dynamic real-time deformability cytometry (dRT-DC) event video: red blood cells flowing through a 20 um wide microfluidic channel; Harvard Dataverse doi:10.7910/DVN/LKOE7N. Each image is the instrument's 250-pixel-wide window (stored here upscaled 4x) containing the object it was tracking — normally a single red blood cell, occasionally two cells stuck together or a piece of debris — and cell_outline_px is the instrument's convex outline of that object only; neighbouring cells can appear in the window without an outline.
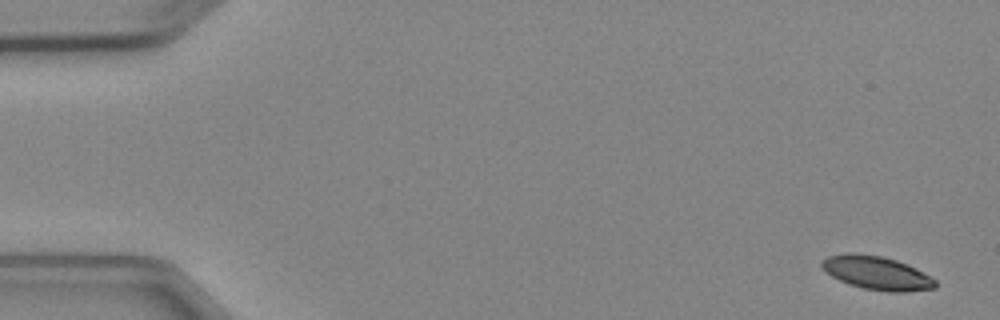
{"species": "Egyptian fruit bat (a non-hibernating species)", "species_latin": "Rousettus aegyptiacus", "temperature_condition": "cold", "stored_images_in_passage": 5, "camera_frame_rate_fps": 3000, "um_per_image_px": 0.085, "animal": {"sex": "female"}, "frame": {"image": 1, "passage_image": 1, "time_ms": 0.0, "image_size_px": [1000, 320], "cell_outline_px": [[936, 288], [904, 292], [888, 292], [864, 288], [848, 284], [832, 276], [820, 264], [820, 260], [828, 256], [844, 252], [852, 252], [880, 256], [896, 260], [916, 268], [936, 280]], "centroid_in_image_um": [74.51, 23.19], "position_along_channel_um": 10.5, "area_um2": 22.14}}
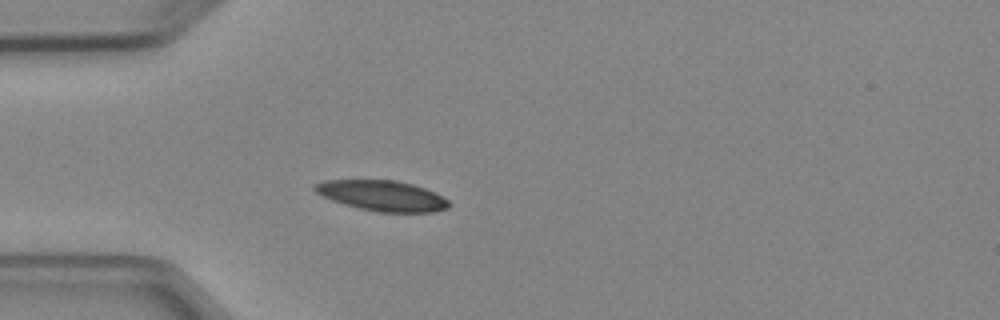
{"frame": {"image": 2, "passage_image": 5, "time_ms": 4.333, "image_size_px": [1000, 320], "cell_outline_px": [[452, 204], [448, 208], [432, 212], [376, 212], [344, 204], [332, 200], [316, 192], [312, 188], [312, 184], [324, 180], [396, 180], [412, 184], [424, 188], [448, 200]], "centroid_in_image_um": [32.46, 16.63], "position_along_channel_um": 52.5, "area_um2": 23.7}}